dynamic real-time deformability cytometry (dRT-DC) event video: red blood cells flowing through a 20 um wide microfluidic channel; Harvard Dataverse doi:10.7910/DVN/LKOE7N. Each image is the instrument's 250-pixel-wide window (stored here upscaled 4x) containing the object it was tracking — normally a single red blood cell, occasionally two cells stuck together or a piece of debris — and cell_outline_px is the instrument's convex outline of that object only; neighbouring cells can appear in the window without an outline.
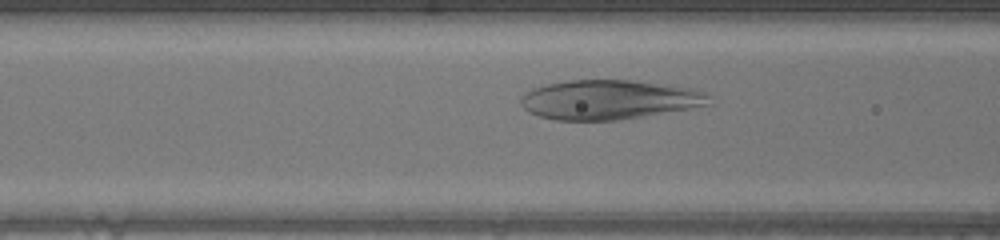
{"species": "human", "species_latin": "Homo sapiens", "temperature_condition": "warm", "stored_images_in_passage": 33, "camera_frame_rate_fps": 3000, "um_per_image_px": 0.085, "donor": {"sex": "male"}, "frame": {"image": 1, "passage_image": 12, "time_ms": 3.667, "image_size_px": [1000, 240], "cell_outline_px": [[712, 104], [616, 120], [556, 120], [540, 116], [528, 112], [520, 104], [520, 96], [524, 92], [532, 88], [548, 84], [568, 80], [632, 80], [672, 84], [696, 88], [708, 92]], "centroid_in_image_um": [51.79, 8.45], "position_along_channel_um": 114.8, "area_um2": 43.52}}
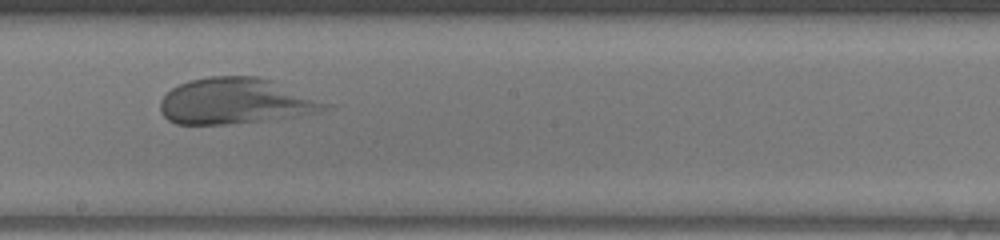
{"frame": {"image": 2, "passage_image": 20, "time_ms": 6.333, "image_size_px": [1000, 240], "cell_outline_px": [[332, 104], [328, 108], [320, 112], [296, 116], [228, 124], [176, 124], [168, 120], [160, 112], [160, 100], [172, 88], [188, 80], [208, 76], [256, 76], [272, 80]], "centroid_in_image_um": [20.01, 8.59], "position_along_channel_um": 228.2, "area_um2": 44.1}}
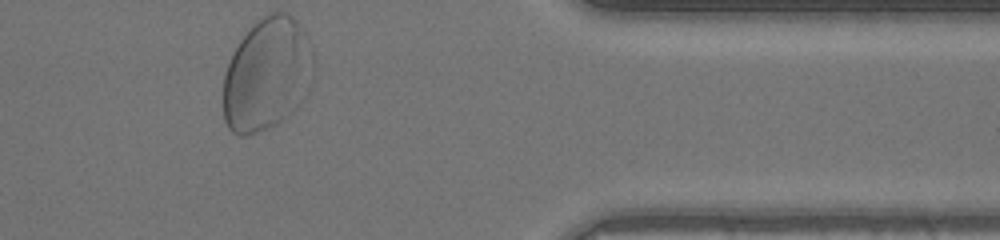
{"frame": {"image": 3, "passage_image": 33, "time_ms": 10.667, "image_size_px": [1000, 240], "cell_outline_px": [[316, 80], [308, 92], [292, 112], [284, 120], [268, 128], [244, 136], [240, 136], [232, 132], [228, 128], [224, 120], [224, 72], [232, 52], [240, 40], [252, 24], [260, 16], [268, 12], [284, 12], [292, 16], [304, 28], [308, 36], [316, 60]], "centroid_in_image_um": [22.76, 6.29], "position_along_channel_um": 388.6, "area_um2": 60.92}}